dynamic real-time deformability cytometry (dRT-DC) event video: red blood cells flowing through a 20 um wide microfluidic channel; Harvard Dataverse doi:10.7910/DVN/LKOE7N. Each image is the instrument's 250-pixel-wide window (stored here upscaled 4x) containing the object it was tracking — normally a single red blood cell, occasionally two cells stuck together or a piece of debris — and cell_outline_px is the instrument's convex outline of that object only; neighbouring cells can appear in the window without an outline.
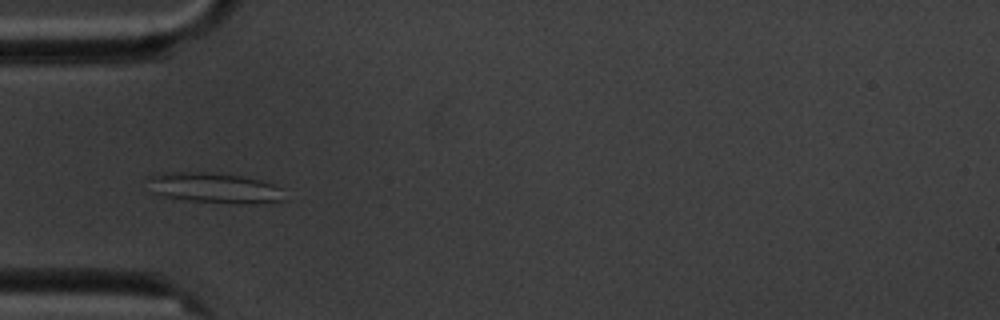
{"species": "common noctule bat (a hibernating species)", "species_latin": "Nyctalus noctula", "temperature_condition": "cold", "stored_images_in_passage": 8, "camera_frame_rate_fps": 3000, "um_per_image_px": 0.085, "animal": {"sex": "male", "body_mass_g": 20.1, "forearm_length_mm": 53.5}, "frame": {"image": 1, "passage_image": 5, "time_ms": 4.667, "image_size_px": [1000, 320], "cell_outline_px": [[288, 200], [252, 204], [228, 204], [188, 200], [164, 196], [148, 192], [144, 176], [164, 172], [204, 172], [240, 176], [272, 184], [284, 188]], "centroid_in_image_um": [18.17, 15.99], "position_along_channel_um": 66.8, "area_um2": 24.91}}
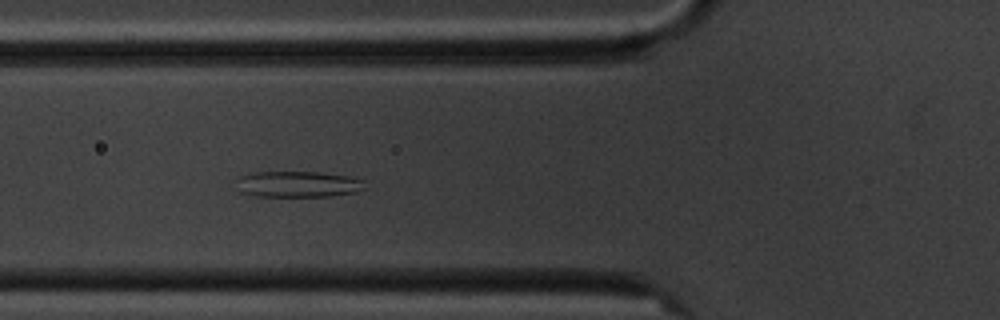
{"frame": {"image": 2, "passage_image": 6, "time_ms": 5.667, "image_size_px": [1000, 320], "cell_outline_px": [[364, 188], [356, 192], [328, 196], [248, 196], [240, 192], [236, 180], [236, 176], [248, 172], [320, 172], [348, 176], [364, 180]], "centroid_in_image_um": [25.24, 15.65], "position_along_channel_um": 100.6, "area_um2": 19.77}}